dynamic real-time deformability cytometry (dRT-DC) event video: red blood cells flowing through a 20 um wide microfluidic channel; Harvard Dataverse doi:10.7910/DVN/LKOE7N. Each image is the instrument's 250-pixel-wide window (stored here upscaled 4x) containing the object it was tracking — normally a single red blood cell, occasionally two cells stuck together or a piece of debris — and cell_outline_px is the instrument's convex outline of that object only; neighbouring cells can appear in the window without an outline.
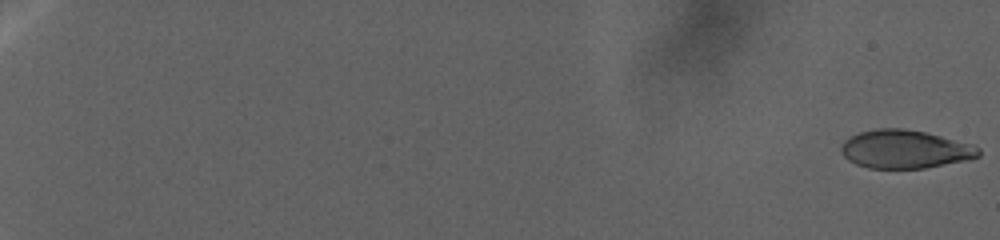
{"species": "human", "species_latin": "Homo sapiens", "temperature_condition": "warm", "stored_images_in_passage": 81, "camera_frame_rate_fps": 3000, "um_per_image_px": 0.085, "donor": {"sex": "female"}, "frame": {"image": 1, "passage_image": 1, "time_ms": 0.0, "image_size_px": [1000, 240], "cell_outline_px": [[980, 156], [968, 160], [924, 168], [868, 168], [856, 164], [848, 160], [840, 152], [840, 148], [844, 140], [860, 132], [876, 128], [904, 128], [924, 132], [972, 144], [980, 148]], "centroid_in_image_um": [76.91, 12.68], "position_along_channel_um": 8.1, "area_um2": 30.69}}
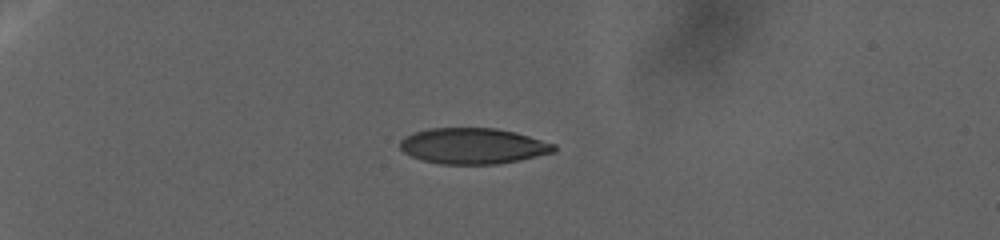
{"frame": {"image": 2, "passage_image": 67, "time_ms": 17.333, "image_size_px": [1000, 240], "cell_outline_px": [[556, 152], [520, 160], [500, 164], [440, 164], [424, 160], [412, 156], [404, 152], [400, 148], [400, 140], [404, 136], [412, 132], [428, 128], [496, 128], [528, 136], [556, 144]], "centroid_in_image_um": [40.2, 12.41], "position_along_channel_um": 44.8, "area_um2": 32.25}}